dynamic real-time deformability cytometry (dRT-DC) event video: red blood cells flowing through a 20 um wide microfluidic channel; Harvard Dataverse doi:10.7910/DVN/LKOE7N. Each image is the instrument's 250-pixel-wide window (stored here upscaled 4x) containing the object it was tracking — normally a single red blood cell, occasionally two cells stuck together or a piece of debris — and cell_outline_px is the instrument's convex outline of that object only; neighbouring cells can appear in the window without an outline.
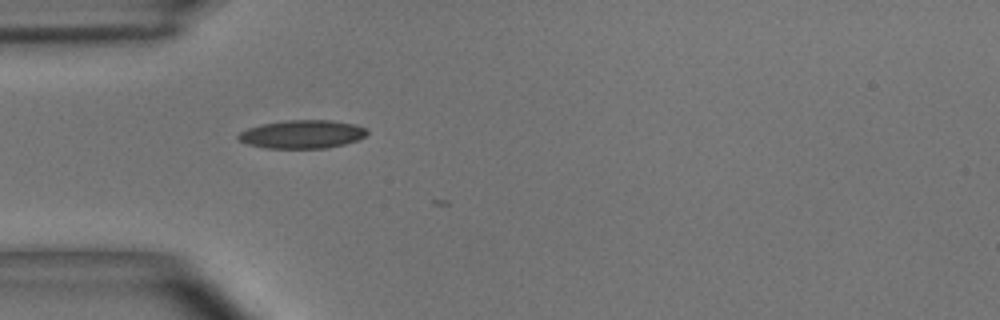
{"species": "common noctule bat (a hibernating species)", "species_latin": "Nyctalus noctula", "temperature_condition": "room temperature", "stored_images_in_passage": 5, "camera_frame_rate_fps": 3000, "um_per_image_px": 0.085, "animal": {"sex": "male", "body_mass_g": 15.6}, "frame": {"image": 1, "passage_image": 4, "time_ms": 1.0, "image_size_px": [1000, 320], "cell_outline_px": [[368, 132], [364, 136], [356, 140], [344, 144], [328, 148], [264, 148], [248, 144], [240, 140], [236, 136], [240, 132], [248, 128], [264, 124], [288, 120], [332, 120], [356, 124], [368, 128]], "centroid_in_image_um": [25.72, 11.41], "position_along_channel_um": 59.3, "area_um2": 21.21}}